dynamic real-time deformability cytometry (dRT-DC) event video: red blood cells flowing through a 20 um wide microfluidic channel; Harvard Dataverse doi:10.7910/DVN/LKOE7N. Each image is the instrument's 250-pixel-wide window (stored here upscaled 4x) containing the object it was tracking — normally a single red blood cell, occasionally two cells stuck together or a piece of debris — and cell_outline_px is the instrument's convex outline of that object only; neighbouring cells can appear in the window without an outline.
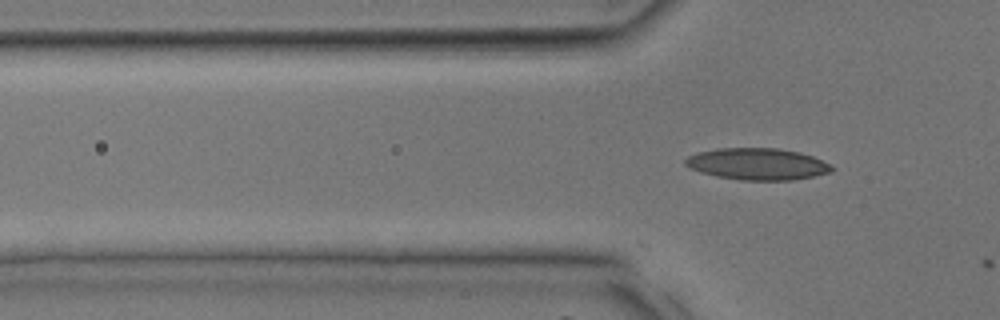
{"species": "common noctule bat (a hibernating species)", "species_latin": "Nyctalus noctula", "temperature_condition": "room temperature", "stored_images_in_passage": 5, "camera_frame_rate_fps": 3000, "um_per_image_px": 0.085, "animal": {"sex": "male", "body_mass_g": 17.9, "forearm_length_mm": 54.2}, "frame": {"image": 1, "passage_image": 5, "time_ms": 1.333, "image_size_px": [1000, 320], "cell_outline_px": [[836, 168], [832, 172], [792, 180], [740, 180], [716, 176], [700, 172], [688, 168], [684, 164], [684, 160], [688, 156], [696, 152], [716, 148], [776, 148], [800, 152], [812, 156]], "centroid_in_image_um": [64.33, 13.94], "position_along_channel_um": 61.5, "area_um2": 27.17}}